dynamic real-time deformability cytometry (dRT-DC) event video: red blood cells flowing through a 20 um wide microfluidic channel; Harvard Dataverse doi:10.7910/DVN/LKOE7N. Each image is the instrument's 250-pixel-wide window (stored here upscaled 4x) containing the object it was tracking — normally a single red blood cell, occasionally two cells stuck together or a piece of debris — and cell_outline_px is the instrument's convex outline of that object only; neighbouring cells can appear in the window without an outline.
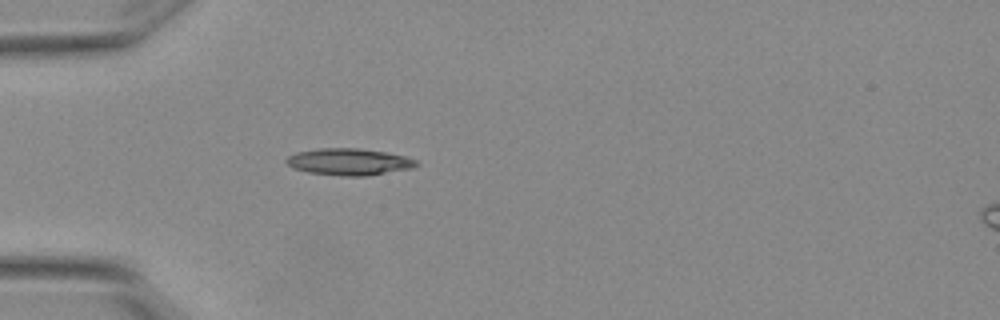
{"species": "Egyptian fruit bat (a non-hibernating species)", "species_latin": "Rousettus aegyptiacus", "temperature_condition": "warm", "stored_images_in_passage": 1, "camera_frame_rate_fps": 3000, "um_per_image_px": 0.085, "animal": {"sex": "female"}, "frame": {"image": 1, "passage_image": 1, "time_ms": 0.0, "image_size_px": [1000, 320], "cell_outline_px": [[420, 164], [412, 168], [364, 176], [344, 176], [308, 172], [292, 168], [284, 160], [288, 156], [296, 152], [320, 148], [356, 148], [384, 152], [404, 156], [416, 160]], "centroid_in_image_um": [29.64, 13.75], "position_along_channel_um": 55.4, "area_um2": 20.11}}